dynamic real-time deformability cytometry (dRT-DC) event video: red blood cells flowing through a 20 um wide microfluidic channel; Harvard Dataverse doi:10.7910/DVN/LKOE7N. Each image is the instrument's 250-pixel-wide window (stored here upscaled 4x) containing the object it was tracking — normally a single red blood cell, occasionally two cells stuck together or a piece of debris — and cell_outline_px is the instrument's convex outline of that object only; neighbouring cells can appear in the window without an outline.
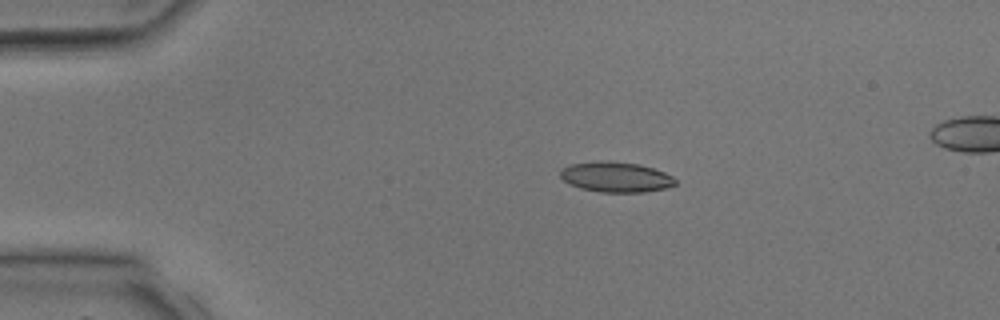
{"species": "common noctule bat (a hibernating species)", "species_latin": "Nyctalus noctula", "temperature_condition": "room temperature", "stored_images_in_passage": 4, "camera_frame_rate_fps": 3000, "um_per_image_px": 0.085, "animal": {"sex": "male", "body_mass_g": 17.9, "forearm_length_mm": 54.2}, "frame": {"image": 1, "passage_image": 2, "time_ms": 2.0, "image_size_px": [1000, 320], "cell_outline_px": [[676, 184], [668, 188], [644, 192], [600, 192], [580, 188], [564, 180], [560, 176], [560, 168], [568, 164], [604, 160], [608, 160], [640, 164], [664, 172], [672, 176], [676, 180]], "centroid_in_image_um": [52.35, 15.03], "position_along_channel_um": 32.7, "area_um2": 20.46}}